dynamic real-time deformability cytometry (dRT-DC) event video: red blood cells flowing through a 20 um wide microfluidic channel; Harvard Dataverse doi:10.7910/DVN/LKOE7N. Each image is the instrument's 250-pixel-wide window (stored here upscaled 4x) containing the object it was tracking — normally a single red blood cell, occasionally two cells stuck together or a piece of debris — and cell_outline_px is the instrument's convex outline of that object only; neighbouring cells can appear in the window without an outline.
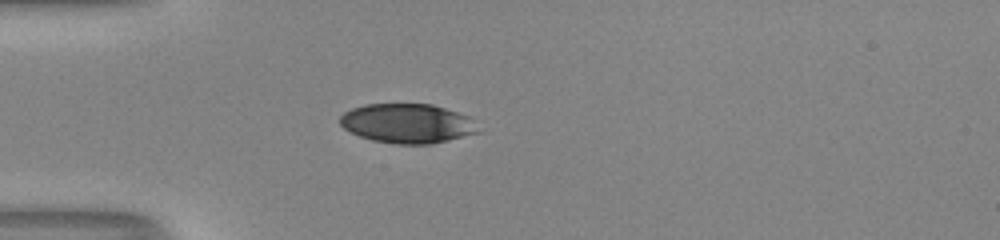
{"species": "human", "species_latin": "Homo sapiens", "temperature_condition": "room temperature", "stored_images_in_passage": 38, "camera_frame_rate_fps": 3000, "um_per_image_px": 0.085, "donor": {"sex": "male"}, "frame": {"image": 1, "passage_image": 1, "time_ms": 0.0, "image_size_px": [1000, 240], "cell_outline_px": [[480, 132], [432, 144], [392, 144], [372, 140], [360, 136], [344, 128], [340, 124], [340, 116], [344, 112], [352, 108], [364, 104], [432, 104], [468, 116]], "centroid_in_image_um": [34.59, 10.49], "position_along_channel_um": 50.4, "area_um2": 31.56}}
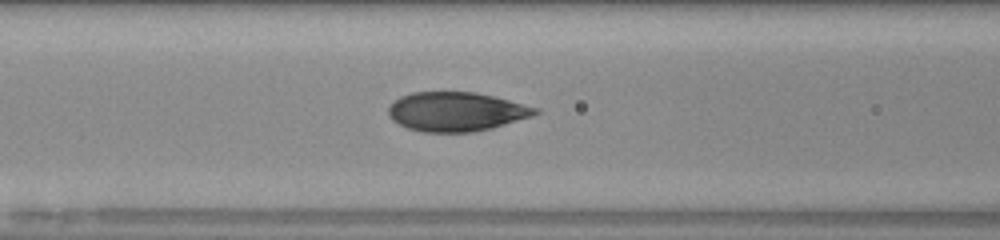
{"frame": {"image": 2, "passage_image": 8, "time_ms": 2.333, "image_size_px": [1000, 240], "cell_outline_px": [[540, 112], [532, 116], [492, 128], [472, 132], [420, 132], [408, 128], [392, 120], [388, 116], [388, 108], [400, 96], [412, 92], [472, 92], [492, 96], [540, 108]], "centroid_in_image_um": [38.77, 9.49], "position_along_channel_um": 127.8, "area_um2": 33.41}}
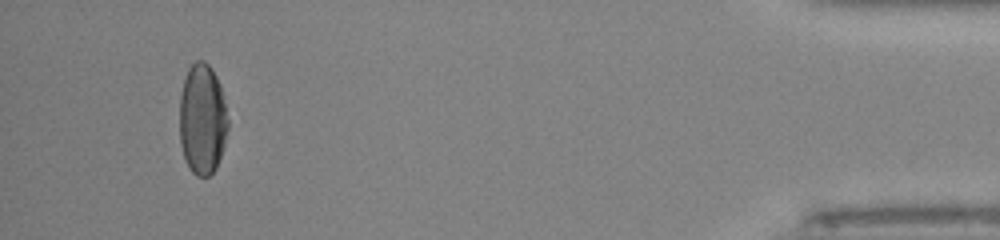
{"frame": {"image": 3, "passage_image": 35, "time_ms": 11.333, "image_size_px": [1000, 240], "cell_outline_px": [[228, 128], [224, 144], [216, 168], [208, 176], [196, 176], [192, 172], [184, 160], [180, 144], [180, 96], [184, 76], [188, 68], [196, 60], [204, 60], [212, 68], [220, 84], [228, 120]], "centroid_in_image_um": [17.18, 10.12], "position_along_channel_um": 418.0, "area_um2": 31.44}, "authors_computed_cell_mechanics": {"area_um2": 33.8708, "velocity_mm_per_s": 4.0001, "shape_relaxation_time_tau1_ms": 5.8652, "shape_relaxation_time_tau2_ms": 0.6855, "deformation_change_tau1": 0.2056, "deformation_change_tau2": 0.0574}}